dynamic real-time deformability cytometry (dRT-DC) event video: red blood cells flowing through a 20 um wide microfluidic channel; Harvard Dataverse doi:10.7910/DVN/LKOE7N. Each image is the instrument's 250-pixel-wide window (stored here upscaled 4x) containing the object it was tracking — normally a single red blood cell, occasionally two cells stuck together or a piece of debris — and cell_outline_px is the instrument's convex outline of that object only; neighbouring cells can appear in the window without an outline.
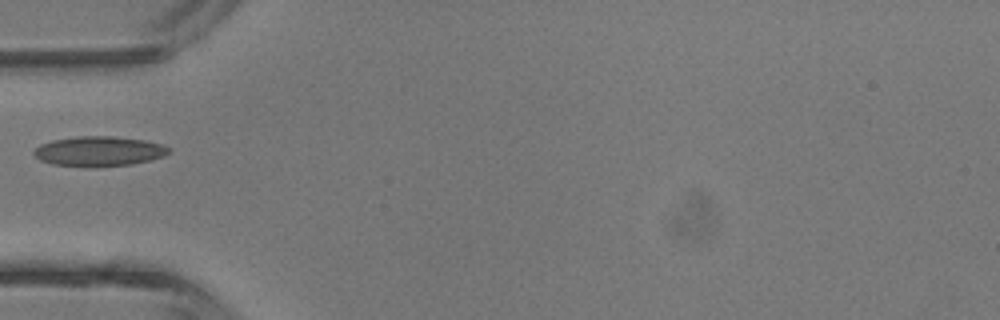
{"species": "common noctule bat (a hibernating species)", "species_latin": "Nyctalus noctula", "temperature_condition": "room temperature", "stored_images_in_passage": 1, "camera_frame_rate_fps": 3000, "um_per_image_px": 0.085, "animal": {"sex": "male", "body_mass_g": 13.3}, "frame": {"image": 1, "passage_image": 1, "time_ms": 0.0, "image_size_px": [1000, 320], "cell_outline_px": [[172, 148], [164, 156], [132, 164], [96, 168], [52, 164], [40, 160], [32, 152], [40, 144], [52, 140], [76, 136], [112, 136], [144, 140], [160, 144]], "centroid_in_image_um": [8.39, 12.86], "position_along_channel_um": 76.6, "area_um2": 23.64}}